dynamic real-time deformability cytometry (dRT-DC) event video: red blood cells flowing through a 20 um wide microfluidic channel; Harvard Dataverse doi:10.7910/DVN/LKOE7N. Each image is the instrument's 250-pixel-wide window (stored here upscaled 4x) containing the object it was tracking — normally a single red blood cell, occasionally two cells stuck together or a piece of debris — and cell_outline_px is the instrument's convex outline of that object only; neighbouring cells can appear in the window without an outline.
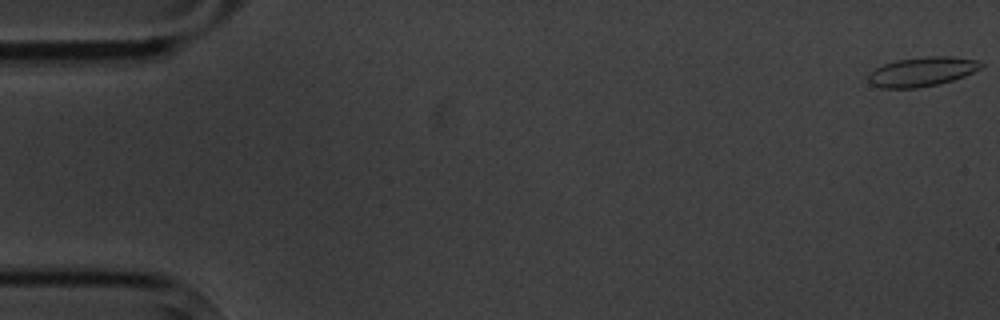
{"species": "common noctule bat (a hibernating species)", "species_latin": "Nyctalus noctula", "temperature_condition": "cold", "stored_images_in_passage": 5, "camera_frame_rate_fps": 3000, "um_per_image_px": 0.085, "animal": {"sex": "male", "body_mass_g": 20.1, "forearm_length_mm": 53.5}, "frame": {"image": 1, "passage_image": 1, "time_ms": 0.0, "image_size_px": [1000, 320], "cell_outline_px": [[984, 64], [980, 68], [964, 76], [952, 80], [936, 84], [916, 88], [880, 88], [872, 84], [868, 80], [868, 76], [876, 68], [884, 64], [896, 60], [924, 56], [952, 56], [976, 60]], "centroid_in_image_um": [78.36, 6.08], "position_along_channel_um": 6.6, "area_um2": 19.07}}
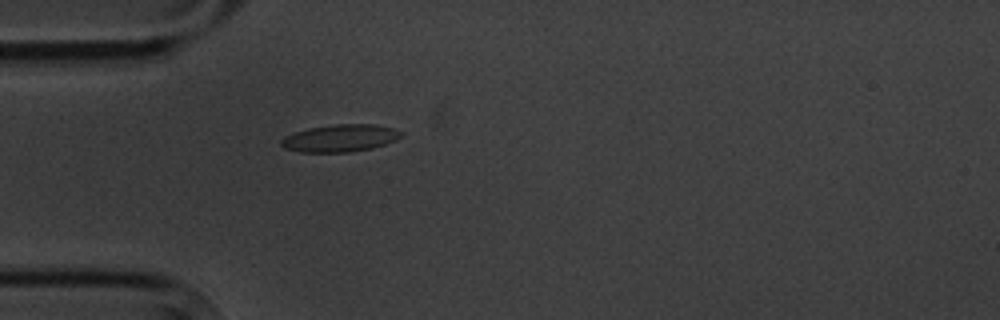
{"frame": {"image": 2, "passage_image": 5, "time_ms": 5.333, "image_size_px": [1000, 320], "cell_outline_px": [[404, 132], [396, 140], [372, 148], [348, 152], [300, 152], [284, 148], [280, 144], [280, 140], [284, 136], [308, 128], [336, 124], [376, 124], [392, 128]], "centroid_in_image_um": [28.9, 11.74], "position_along_channel_um": 56.1, "area_um2": 19.07}}